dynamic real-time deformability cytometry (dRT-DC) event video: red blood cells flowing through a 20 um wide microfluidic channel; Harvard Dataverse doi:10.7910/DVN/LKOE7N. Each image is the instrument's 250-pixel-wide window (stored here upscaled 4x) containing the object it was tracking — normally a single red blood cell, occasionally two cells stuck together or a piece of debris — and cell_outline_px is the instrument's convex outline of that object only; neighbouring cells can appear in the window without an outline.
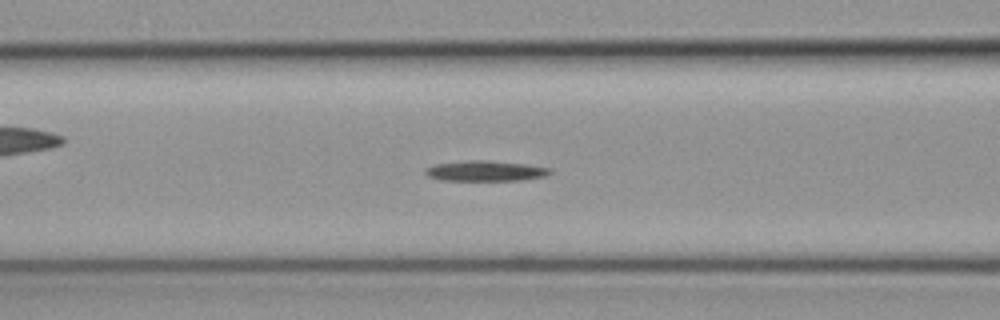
{"species": "common noctule bat (a hibernating species)", "species_latin": "Nyctalus noctula", "temperature_condition": "cold", "stored_images_in_passage": 38, "segment_of_instrument_passage": [1, 2], "camera_frame_rate_fps": 3000, "um_per_image_px": 0.085, "animal": {"sex": "female", "body_mass_g": 19.3, "forearm_length_mm": 54.1}, "frame": {"image": 1, "passage_image": 5, "time_ms": 1.333, "image_size_px": [1000, 320], "cell_outline_px": [[552, 172], [544, 176], [524, 180], [440, 180], [428, 176], [424, 172], [428, 168], [436, 164], [472, 160], [484, 160], [524, 164], [552, 168]], "centroid_in_image_um": [41.29, 14.53], "position_along_channel_um": 125.3, "area_um2": 14.57}}
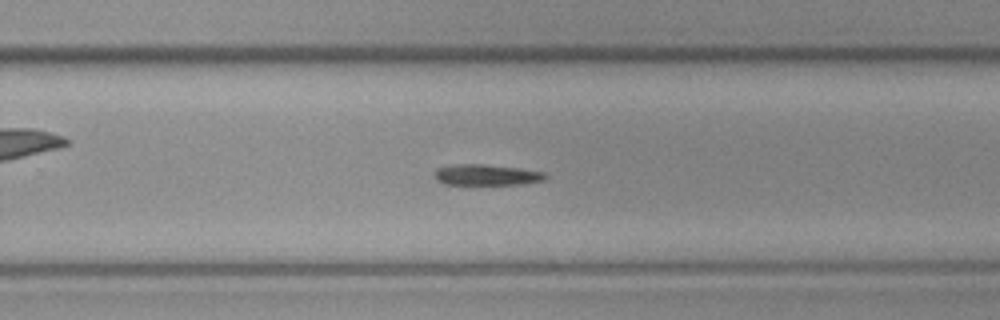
{"frame": {"image": 2, "passage_image": 18, "time_ms": 5.667, "image_size_px": [1000, 320], "cell_outline_px": [[548, 176], [544, 180], [524, 184], [476, 188], [468, 188], [444, 184], [436, 180], [436, 168], [460, 164], [484, 164], [520, 168], [544, 172]], "centroid_in_image_um": [41.34, 14.94], "position_along_channel_um": 288.5, "area_um2": 14.68}}
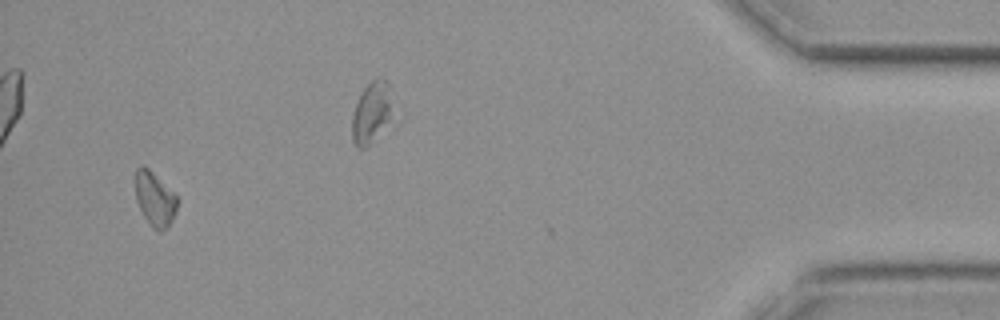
{"frame": {"image": 3, "passage_image": 35, "time_ms": 11.333, "image_size_px": [1000, 320], "cell_outline_px": [[180, 200], [176, 212], [172, 220], [160, 232], [156, 232], [148, 224], [136, 200], [136, 168], [144, 164], [176, 192]], "centroid_in_image_um": [13.2, 16.89], "position_along_channel_um": 422.0, "area_um2": 13.64}}